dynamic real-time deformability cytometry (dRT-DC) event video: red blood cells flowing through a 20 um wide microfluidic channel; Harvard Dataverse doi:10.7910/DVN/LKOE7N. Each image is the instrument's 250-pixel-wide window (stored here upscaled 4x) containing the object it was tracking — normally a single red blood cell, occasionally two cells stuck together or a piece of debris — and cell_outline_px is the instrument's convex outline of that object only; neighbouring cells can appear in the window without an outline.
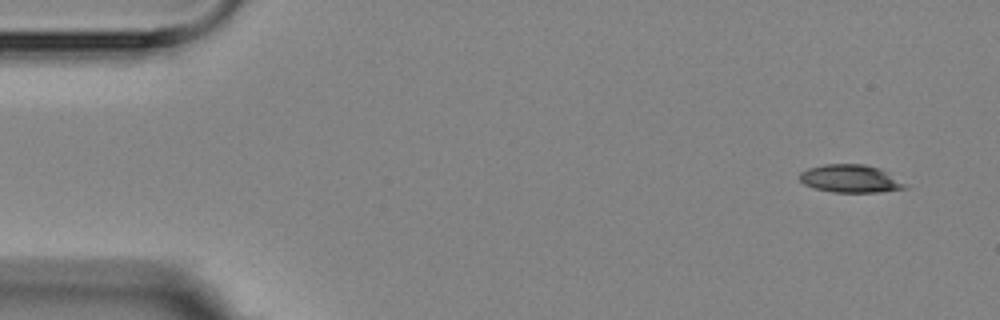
{"species": "Egyptian fruit bat (a non-hibernating species)", "species_latin": "Rousettus aegyptiacus", "temperature_condition": "room temperature", "stored_images_in_passage": 5, "camera_frame_rate_fps": 3000, "um_per_image_px": 0.085, "animal": {"sex": "female"}, "frame": {"image": 1, "passage_image": 1, "time_ms": 0.0, "image_size_px": [1000, 320], "cell_outline_px": [[908, 188], [880, 192], [832, 192], [816, 188], [804, 184], [800, 180], [800, 172], [808, 168], [824, 164], [864, 164], [880, 168], [908, 184]], "centroid_in_image_um": [72.32, 15.18], "position_along_channel_um": 12.7, "area_um2": 17.17}}
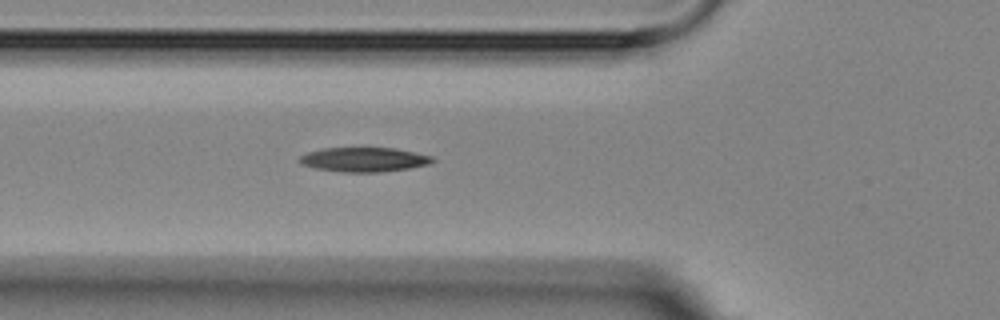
{"frame": {"image": 2, "passage_image": 5, "time_ms": 5.333, "image_size_px": [1000, 320], "cell_outline_px": [[436, 160], [428, 164], [408, 168], [380, 172], [340, 172], [316, 168], [304, 164], [300, 160], [300, 156], [308, 152], [324, 148], [396, 148], [432, 156]], "centroid_in_image_um": [30.97, 13.56], "position_along_channel_um": 94.8, "area_um2": 18.67}}